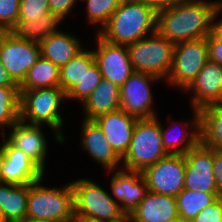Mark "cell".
Returning <instances> with one entry per match:
<instances>
[{
    "label": "cell",
    "mask_w": 222,
    "mask_h": 222,
    "mask_svg": "<svg viewBox=\"0 0 222 222\" xmlns=\"http://www.w3.org/2000/svg\"><path fill=\"white\" fill-rule=\"evenodd\" d=\"M218 9V0H177L158 11L156 31L173 44L206 38Z\"/></svg>",
    "instance_id": "obj_1"
},
{
    "label": "cell",
    "mask_w": 222,
    "mask_h": 222,
    "mask_svg": "<svg viewBox=\"0 0 222 222\" xmlns=\"http://www.w3.org/2000/svg\"><path fill=\"white\" fill-rule=\"evenodd\" d=\"M158 12L135 0H121L108 23L98 32L106 41L131 45L156 32Z\"/></svg>",
    "instance_id": "obj_2"
},
{
    "label": "cell",
    "mask_w": 222,
    "mask_h": 222,
    "mask_svg": "<svg viewBox=\"0 0 222 222\" xmlns=\"http://www.w3.org/2000/svg\"><path fill=\"white\" fill-rule=\"evenodd\" d=\"M66 101L61 87L20 90V121L30 125H45L54 131L56 142L64 143L62 128L65 122L60 106Z\"/></svg>",
    "instance_id": "obj_3"
},
{
    "label": "cell",
    "mask_w": 222,
    "mask_h": 222,
    "mask_svg": "<svg viewBox=\"0 0 222 222\" xmlns=\"http://www.w3.org/2000/svg\"><path fill=\"white\" fill-rule=\"evenodd\" d=\"M43 178L29 185L27 222L71 221L74 216V191L71 182L58 187L42 185Z\"/></svg>",
    "instance_id": "obj_4"
},
{
    "label": "cell",
    "mask_w": 222,
    "mask_h": 222,
    "mask_svg": "<svg viewBox=\"0 0 222 222\" xmlns=\"http://www.w3.org/2000/svg\"><path fill=\"white\" fill-rule=\"evenodd\" d=\"M167 155L162 143L158 116L138 119L129 149L122 158V168L142 172Z\"/></svg>",
    "instance_id": "obj_5"
},
{
    "label": "cell",
    "mask_w": 222,
    "mask_h": 222,
    "mask_svg": "<svg viewBox=\"0 0 222 222\" xmlns=\"http://www.w3.org/2000/svg\"><path fill=\"white\" fill-rule=\"evenodd\" d=\"M74 191V214L96 222H127L120 205L109 192L93 180L80 178L71 182Z\"/></svg>",
    "instance_id": "obj_6"
},
{
    "label": "cell",
    "mask_w": 222,
    "mask_h": 222,
    "mask_svg": "<svg viewBox=\"0 0 222 222\" xmlns=\"http://www.w3.org/2000/svg\"><path fill=\"white\" fill-rule=\"evenodd\" d=\"M175 44L157 31L128 45L131 65L136 72H145L166 80L173 63Z\"/></svg>",
    "instance_id": "obj_7"
},
{
    "label": "cell",
    "mask_w": 222,
    "mask_h": 222,
    "mask_svg": "<svg viewBox=\"0 0 222 222\" xmlns=\"http://www.w3.org/2000/svg\"><path fill=\"white\" fill-rule=\"evenodd\" d=\"M207 61V37L177 43L174 47L172 67L165 81L182 92Z\"/></svg>",
    "instance_id": "obj_8"
},
{
    "label": "cell",
    "mask_w": 222,
    "mask_h": 222,
    "mask_svg": "<svg viewBox=\"0 0 222 222\" xmlns=\"http://www.w3.org/2000/svg\"><path fill=\"white\" fill-rule=\"evenodd\" d=\"M159 81L155 75L134 71L120 87V109L138 119L157 117L151 85Z\"/></svg>",
    "instance_id": "obj_9"
},
{
    "label": "cell",
    "mask_w": 222,
    "mask_h": 222,
    "mask_svg": "<svg viewBox=\"0 0 222 222\" xmlns=\"http://www.w3.org/2000/svg\"><path fill=\"white\" fill-rule=\"evenodd\" d=\"M40 56V44L17 38L11 31L0 39V62L17 85Z\"/></svg>",
    "instance_id": "obj_10"
},
{
    "label": "cell",
    "mask_w": 222,
    "mask_h": 222,
    "mask_svg": "<svg viewBox=\"0 0 222 222\" xmlns=\"http://www.w3.org/2000/svg\"><path fill=\"white\" fill-rule=\"evenodd\" d=\"M148 190L176 197L184 189L185 155L168 154L142 171Z\"/></svg>",
    "instance_id": "obj_11"
},
{
    "label": "cell",
    "mask_w": 222,
    "mask_h": 222,
    "mask_svg": "<svg viewBox=\"0 0 222 222\" xmlns=\"http://www.w3.org/2000/svg\"><path fill=\"white\" fill-rule=\"evenodd\" d=\"M109 172H114L110 179L111 193L109 194L120 205L121 212L128 219L149 191L146 180L142 172L122 167Z\"/></svg>",
    "instance_id": "obj_12"
},
{
    "label": "cell",
    "mask_w": 222,
    "mask_h": 222,
    "mask_svg": "<svg viewBox=\"0 0 222 222\" xmlns=\"http://www.w3.org/2000/svg\"><path fill=\"white\" fill-rule=\"evenodd\" d=\"M93 53L102 78L121 87L134 72L127 46L113 44L103 39L98 33Z\"/></svg>",
    "instance_id": "obj_13"
},
{
    "label": "cell",
    "mask_w": 222,
    "mask_h": 222,
    "mask_svg": "<svg viewBox=\"0 0 222 222\" xmlns=\"http://www.w3.org/2000/svg\"><path fill=\"white\" fill-rule=\"evenodd\" d=\"M213 167V149L201 142L185 154L184 189L218 193Z\"/></svg>",
    "instance_id": "obj_14"
},
{
    "label": "cell",
    "mask_w": 222,
    "mask_h": 222,
    "mask_svg": "<svg viewBox=\"0 0 222 222\" xmlns=\"http://www.w3.org/2000/svg\"><path fill=\"white\" fill-rule=\"evenodd\" d=\"M183 91L189 94L192 91V109L222 104V65L208 60Z\"/></svg>",
    "instance_id": "obj_15"
},
{
    "label": "cell",
    "mask_w": 222,
    "mask_h": 222,
    "mask_svg": "<svg viewBox=\"0 0 222 222\" xmlns=\"http://www.w3.org/2000/svg\"><path fill=\"white\" fill-rule=\"evenodd\" d=\"M41 128L42 125H30L19 120L10 127L9 135L3 130L0 134H5L6 140L13 147L23 150L45 172L49 147Z\"/></svg>",
    "instance_id": "obj_16"
},
{
    "label": "cell",
    "mask_w": 222,
    "mask_h": 222,
    "mask_svg": "<svg viewBox=\"0 0 222 222\" xmlns=\"http://www.w3.org/2000/svg\"><path fill=\"white\" fill-rule=\"evenodd\" d=\"M93 120L101 128L113 150L122 159L129 149L138 118L119 109L101 114Z\"/></svg>",
    "instance_id": "obj_17"
},
{
    "label": "cell",
    "mask_w": 222,
    "mask_h": 222,
    "mask_svg": "<svg viewBox=\"0 0 222 222\" xmlns=\"http://www.w3.org/2000/svg\"><path fill=\"white\" fill-rule=\"evenodd\" d=\"M45 172L23 150L13 147L5 138V160L1 182L30 185L44 178Z\"/></svg>",
    "instance_id": "obj_18"
},
{
    "label": "cell",
    "mask_w": 222,
    "mask_h": 222,
    "mask_svg": "<svg viewBox=\"0 0 222 222\" xmlns=\"http://www.w3.org/2000/svg\"><path fill=\"white\" fill-rule=\"evenodd\" d=\"M81 146L89 156L106 171L122 167V159L116 154L103 131L94 120L83 119L81 123Z\"/></svg>",
    "instance_id": "obj_19"
},
{
    "label": "cell",
    "mask_w": 222,
    "mask_h": 222,
    "mask_svg": "<svg viewBox=\"0 0 222 222\" xmlns=\"http://www.w3.org/2000/svg\"><path fill=\"white\" fill-rule=\"evenodd\" d=\"M177 215L176 197L148 191L127 222H168Z\"/></svg>",
    "instance_id": "obj_20"
},
{
    "label": "cell",
    "mask_w": 222,
    "mask_h": 222,
    "mask_svg": "<svg viewBox=\"0 0 222 222\" xmlns=\"http://www.w3.org/2000/svg\"><path fill=\"white\" fill-rule=\"evenodd\" d=\"M192 111H193L192 112L193 121L189 120L188 122L185 121L179 122L183 127H181V125L179 126V123H177L178 127H180L179 128L180 135L177 136H173V134L175 133H173V131L171 130L172 128L171 129L169 127L164 128V126L161 124L160 121L162 143L164 149L168 154L185 155L190 149L196 147L201 142L200 112L198 109H193ZM190 128L192 129V131Z\"/></svg>",
    "instance_id": "obj_21"
},
{
    "label": "cell",
    "mask_w": 222,
    "mask_h": 222,
    "mask_svg": "<svg viewBox=\"0 0 222 222\" xmlns=\"http://www.w3.org/2000/svg\"><path fill=\"white\" fill-rule=\"evenodd\" d=\"M80 43L76 36L59 29L40 44L41 56L61 68L84 49Z\"/></svg>",
    "instance_id": "obj_22"
},
{
    "label": "cell",
    "mask_w": 222,
    "mask_h": 222,
    "mask_svg": "<svg viewBox=\"0 0 222 222\" xmlns=\"http://www.w3.org/2000/svg\"><path fill=\"white\" fill-rule=\"evenodd\" d=\"M81 106L86 120H93L101 114L119 110L120 87L102 78Z\"/></svg>",
    "instance_id": "obj_23"
},
{
    "label": "cell",
    "mask_w": 222,
    "mask_h": 222,
    "mask_svg": "<svg viewBox=\"0 0 222 222\" xmlns=\"http://www.w3.org/2000/svg\"><path fill=\"white\" fill-rule=\"evenodd\" d=\"M29 185L0 182V207L8 222H27Z\"/></svg>",
    "instance_id": "obj_24"
},
{
    "label": "cell",
    "mask_w": 222,
    "mask_h": 222,
    "mask_svg": "<svg viewBox=\"0 0 222 222\" xmlns=\"http://www.w3.org/2000/svg\"><path fill=\"white\" fill-rule=\"evenodd\" d=\"M63 21L53 13H46L36 21H17L11 32L22 40L41 44L50 34L59 30Z\"/></svg>",
    "instance_id": "obj_25"
},
{
    "label": "cell",
    "mask_w": 222,
    "mask_h": 222,
    "mask_svg": "<svg viewBox=\"0 0 222 222\" xmlns=\"http://www.w3.org/2000/svg\"><path fill=\"white\" fill-rule=\"evenodd\" d=\"M199 112L201 143L222 152V104L205 106Z\"/></svg>",
    "instance_id": "obj_26"
},
{
    "label": "cell",
    "mask_w": 222,
    "mask_h": 222,
    "mask_svg": "<svg viewBox=\"0 0 222 222\" xmlns=\"http://www.w3.org/2000/svg\"><path fill=\"white\" fill-rule=\"evenodd\" d=\"M60 87L59 67L40 56L19 85V90Z\"/></svg>",
    "instance_id": "obj_27"
},
{
    "label": "cell",
    "mask_w": 222,
    "mask_h": 222,
    "mask_svg": "<svg viewBox=\"0 0 222 222\" xmlns=\"http://www.w3.org/2000/svg\"><path fill=\"white\" fill-rule=\"evenodd\" d=\"M95 63L93 50L84 48L76 56L59 68L60 87L66 93Z\"/></svg>",
    "instance_id": "obj_28"
},
{
    "label": "cell",
    "mask_w": 222,
    "mask_h": 222,
    "mask_svg": "<svg viewBox=\"0 0 222 222\" xmlns=\"http://www.w3.org/2000/svg\"><path fill=\"white\" fill-rule=\"evenodd\" d=\"M218 198V193H205L183 189L177 196L178 213L185 220L192 221L208 205Z\"/></svg>",
    "instance_id": "obj_29"
},
{
    "label": "cell",
    "mask_w": 222,
    "mask_h": 222,
    "mask_svg": "<svg viewBox=\"0 0 222 222\" xmlns=\"http://www.w3.org/2000/svg\"><path fill=\"white\" fill-rule=\"evenodd\" d=\"M20 120L19 86H0V128H10Z\"/></svg>",
    "instance_id": "obj_30"
},
{
    "label": "cell",
    "mask_w": 222,
    "mask_h": 222,
    "mask_svg": "<svg viewBox=\"0 0 222 222\" xmlns=\"http://www.w3.org/2000/svg\"><path fill=\"white\" fill-rule=\"evenodd\" d=\"M102 79V74L96 63H94L80 80L75 82V84L65 93L66 100H80L82 104L96 88Z\"/></svg>",
    "instance_id": "obj_31"
},
{
    "label": "cell",
    "mask_w": 222,
    "mask_h": 222,
    "mask_svg": "<svg viewBox=\"0 0 222 222\" xmlns=\"http://www.w3.org/2000/svg\"><path fill=\"white\" fill-rule=\"evenodd\" d=\"M121 0H86V18L90 25L101 26L97 33L108 23L110 16L118 8Z\"/></svg>",
    "instance_id": "obj_32"
},
{
    "label": "cell",
    "mask_w": 222,
    "mask_h": 222,
    "mask_svg": "<svg viewBox=\"0 0 222 222\" xmlns=\"http://www.w3.org/2000/svg\"><path fill=\"white\" fill-rule=\"evenodd\" d=\"M50 13L48 0H20L18 21H36Z\"/></svg>",
    "instance_id": "obj_33"
},
{
    "label": "cell",
    "mask_w": 222,
    "mask_h": 222,
    "mask_svg": "<svg viewBox=\"0 0 222 222\" xmlns=\"http://www.w3.org/2000/svg\"><path fill=\"white\" fill-rule=\"evenodd\" d=\"M20 0H0V26L11 31L19 18Z\"/></svg>",
    "instance_id": "obj_34"
},
{
    "label": "cell",
    "mask_w": 222,
    "mask_h": 222,
    "mask_svg": "<svg viewBox=\"0 0 222 222\" xmlns=\"http://www.w3.org/2000/svg\"><path fill=\"white\" fill-rule=\"evenodd\" d=\"M191 222H222V197L204 208Z\"/></svg>",
    "instance_id": "obj_35"
},
{
    "label": "cell",
    "mask_w": 222,
    "mask_h": 222,
    "mask_svg": "<svg viewBox=\"0 0 222 222\" xmlns=\"http://www.w3.org/2000/svg\"><path fill=\"white\" fill-rule=\"evenodd\" d=\"M50 12L65 22V18L70 14L78 0H48Z\"/></svg>",
    "instance_id": "obj_36"
},
{
    "label": "cell",
    "mask_w": 222,
    "mask_h": 222,
    "mask_svg": "<svg viewBox=\"0 0 222 222\" xmlns=\"http://www.w3.org/2000/svg\"><path fill=\"white\" fill-rule=\"evenodd\" d=\"M208 60L222 65V42L217 41L211 34L207 36Z\"/></svg>",
    "instance_id": "obj_37"
},
{
    "label": "cell",
    "mask_w": 222,
    "mask_h": 222,
    "mask_svg": "<svg viewBox=\"0 0 222 222\" xmlns=\"http://www.w3.org/2000/svg\"><path fill=\"white\" fill-rule=\"evenodd\" d=\"M212 171L215 176L218 197H222V152L214 149Z\"/></svg>",
    "instance_id": "obj_38"
},
{
    "label": "cell",
    "mask_w": 222,
    "mask_h": 222,
    "mask_svg": "<svg viewBox=\"0 0 222 222\" xmlns=\"http://www.w3.org/2000/svg\"><path fill=\"white\" fill-rule=\"evenodd\" d=\"M220 9H218L214 15L211 27V35L217 40L222 42V17L218 19V16L221 14ZM218 19V20H217ZM216 20V21H215Z\"/></svg>",
    "instance_id": "obj_39"
},
{
    "label": "cell",
    "mask_w": 222,
    "mask_h": 222,
    "mask_svg": "<svg viewBox=\"0 0 222 222\" xmlns=\"http://www.w3.org/2000/svg\"><path fill=\"white\" fill-rule=\"evenodd\" d=\"M135 1H139L145 4L146 6L152 7L158 12L162 9L167 8L177 0H135Z\"/></svg>",
    "instance_id": "obj_40"
},
{
    "label": "cell",
    "mask_w": 222,
    "mask_h": 222,
    "mask_svg": "<svg viewBox=\"0 0 222 222\" xmlns=\"http://www.w3.org/2000/svg\"><path fill=\"white\" fill-rule=\"evenodd\" d=\"M0 86H19L9 76L7 70L0 62Z\"/></svg>",
    "instance_id": "obj_41"
},
{
    "label": "cell",
    "mask_w": 222,
    "mask_h": 222,
    "mask_svg": "<svg viewBox=\"0 0 222 222\" xmlns=\"http://www.w3.org/2000/svg\"><path fill=\"white\" fill-rule=\"evenodd\" d=\"M0 136L3 138V143L0 144V182H1V173L3 168V163L5 160V134H0Z\"/></svg>",
    "instance_id": "obj_42"
},
{
    "label": "cell",
    "mask_w": 222,
    "mask_h": 222,
    "mask_svg": "<svg viewBox=\"0 0 222 222\" xmlns=\"http://www.w3.org/2000/svg\"><path fill=\"white\" fill-rule=\"evenodd\" d=\"M70 222H96L94 220H90L87 218H83L74 214L72 220Z\"/></svg>",
    "instance_id": "obj_43"
},
{
    "label": "cell",
    "mask_w": 222,
    "mask_h": 222,
    "mask_svg": "<svg viewBox=\"0 0 222 222\" xmlns=\"http://www.w3.org/2000/svg\"><path fill=\"white\" fill-rule=\"evenodd\" d=\"M168 222H190L188 220H185L182 216L177 215L175 218L169 220Z\"/></svg>",
    "instance_id": "obj_44"
},
{
    "label": "cell",
    "mask_w": 222,
    "mask_h": 222,
    "mask_svg": "<svg viewBox=\"0 0 222 222\" xmlns=\"http://www.w3.org/2000/svg\"><path fill=\"white\" fill-rule=\"evenodd\" d=\"M0 222H8L3 213V209L0 207Z\"/></svg>",
    "instance_id": "obj_45"
},
{
    "label": "cell",
    "mask_w": 222,
    "mask_h": 222,
    "mask_svg": "<svg viewBox=\"0 0 222 222\" xmlns=\"http://www.w3.org/2000/svg\"><path fill=\"white\" fill-rule=\"evenodd\" d=\"M35 222H70V221H52V220H41V221H35Z\"/></svg>",
    "instance_id": "obj_46"
},
{
    "label": "cell",
    "mask_w": 222,
    "mask_h": 222,
    "mask_svg": "<svg viewBox=\"0 0 222 222\" xmlns=\"http://www.w3.org/2000/svg\"><path fill=\"white\" fill-rule=\"evenodd\" d=\"M6 33V31L0 26V39Z\"/></svg>",
    "instance_id": "obj_47"
},
{
    "label": "cell",
    "mask_w": 222,
    "mask_h": 222,
    "mask_svg": "<svg viewBox=\"0 0 222 222\" xmlns=\"http://www.w3.org/2000/svg\"><path fill=\"white\" fill-rule=\"evenodd\" d=\"M218 5H219V9H220V11L222 13V0H218Z\"/></svg>",
    "instance_id": "obj_48"
}]
</instances>
